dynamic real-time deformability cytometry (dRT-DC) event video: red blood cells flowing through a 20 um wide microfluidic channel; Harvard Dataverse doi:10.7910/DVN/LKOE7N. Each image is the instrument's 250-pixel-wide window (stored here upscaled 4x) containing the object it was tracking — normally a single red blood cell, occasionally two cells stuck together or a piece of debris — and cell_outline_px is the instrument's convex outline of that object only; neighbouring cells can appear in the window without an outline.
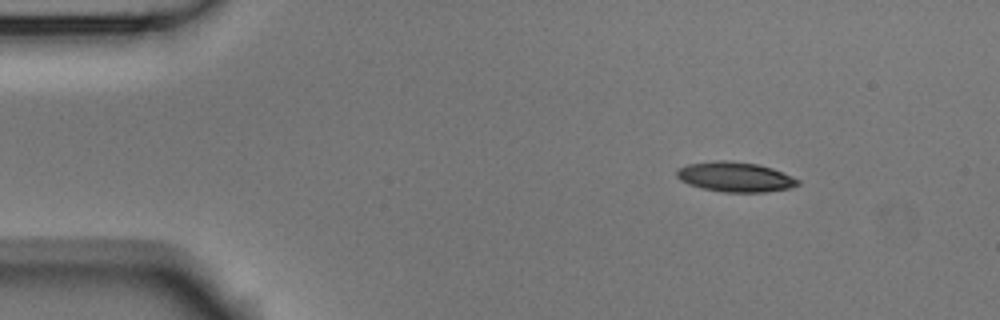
{"species": "Egyptian fruit bat (a non-hibernating species)", "species_latin": "Rousettus aegyptiacus", "temperature_condition": "room temperature", "stored_images_in_passage": 4, "camera_frame_rate_fps": 3000, "um_per_image_px": 0.085, "animal": {"sex": "male"}, "frame": {"image": 1, "passage_image": 1, "time_ms": 0.0, "image_size_px": [1000, 320], "cell_outline_px": [[800, 184], [788, 188], [764, 192], [720, 192], [688, 184], [680, 180], [676, 176], [676, 168], [688, 164], [716, 160], [728, 160], [756, 164], [772, 168], [800, 180]], "centroid_in_image_um": [62.45, 15.03], "position_along_channel_um": 22.6, "area_um2": 21.04}}
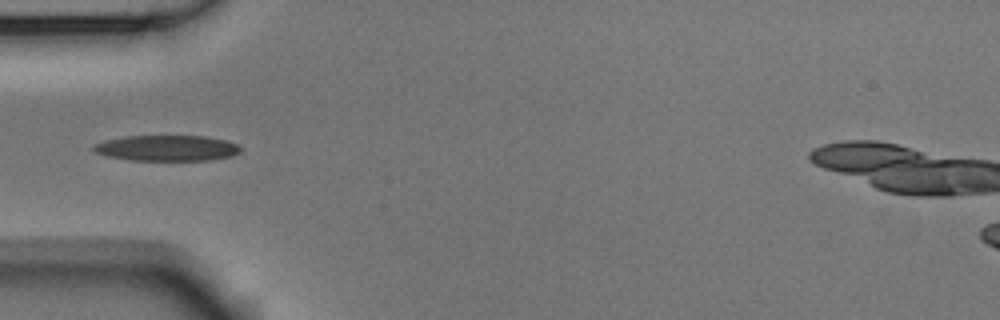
{"frame": {"image": 2, "passage_image": 4, "time_ms": 1.0, "image_size_px": [1000, 320], "cell_outline_px": [[240, 152], [232, 156], [208, 160], [132, 160], [104, 156], [96, 152], [92, 148], [92, 144], [104, 140], [124, 136], [204, 136], [228, 140], [236, 144], [240, 148]], "centroid_in_image_um": [14.15, 12.58], "position_along_channel_um": 70.9, "area_um2": 22.14}}